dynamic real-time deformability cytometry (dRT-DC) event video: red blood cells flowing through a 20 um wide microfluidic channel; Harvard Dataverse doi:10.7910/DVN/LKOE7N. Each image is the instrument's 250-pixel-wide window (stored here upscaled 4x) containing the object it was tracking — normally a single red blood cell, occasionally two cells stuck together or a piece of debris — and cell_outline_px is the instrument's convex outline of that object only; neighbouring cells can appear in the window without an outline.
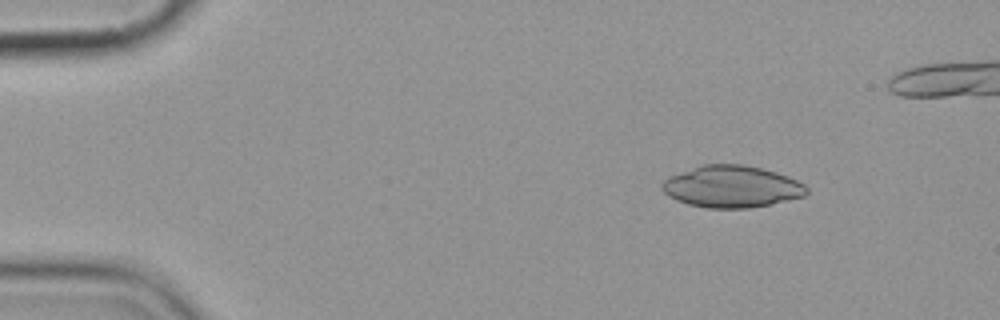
{"species": "common noctule bat (a hibernating species)", "species_latin": "Nyctalus noctula", "temperature_condition": "cold", "stored_images_in_passage": 5, "camera_frame_rate_fps": 3000, "um_per_image_px": 0.085, "animal": {"sex": "female", "body_mass_g": 19.9}, "frame": {"image": 1, "passage_image": 1, "time_ms": 0.0, "image_size_px": [1000, 320], "cell_outline_px": [[808, 192], [804, 196], [772, 204], [748, 208], [708, 208], [688, 204], [676, 200], [668, 196], [660, 188], [660, 184], [668, 176], [704, 164], [744, 164], [776, 172], [788, 176], [804, 184], [808, 188]], "centroid_in_image_um": [62.18, 15.86], "position_along_channel_um": 22.8, "area_um2": 35.37}}